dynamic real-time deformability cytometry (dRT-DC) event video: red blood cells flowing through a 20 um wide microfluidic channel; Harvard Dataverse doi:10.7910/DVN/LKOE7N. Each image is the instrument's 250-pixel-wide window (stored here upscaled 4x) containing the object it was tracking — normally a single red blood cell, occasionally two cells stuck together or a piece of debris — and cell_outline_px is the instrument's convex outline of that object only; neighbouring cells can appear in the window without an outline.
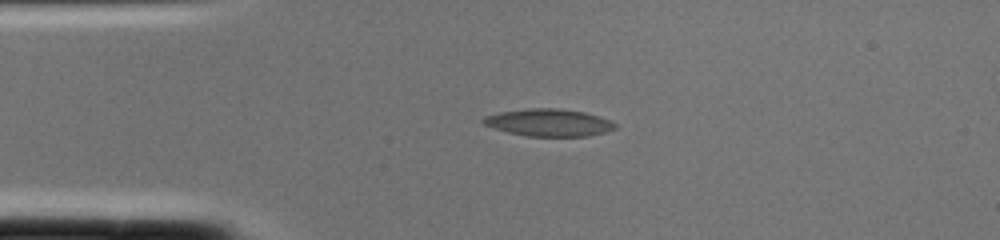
{"species": "common noctule bat (a hibernating species)", "species_latin": "Nyctalus noctula", "temperature_condition": "cold", "stored_images_in_passage": 1, "camera_frame_rate_fps": 3000, "um_per_image_px": 0.085, "animal": {"sex": "female", "body_mass_g": 22.0, "forearm_length_mm": 56.7}, "frame": {"image": 1, "passage_image": 1, "time_ms": 0.0, "image_size_px": [1000, 240], "cell_outline_px": [[616, 128], [604, 132], [588, 136], [528, 136], [508, 132], [484, 124], [480, 120], [484, 116], [500, 112], [528, 108], [556, 108], [584, 112], [600, 116], [616, 124]], "centroid_in_image_um": [46.64, 10.41], "position_along_channel_um": 38.4, "area_um2": 20.81}}